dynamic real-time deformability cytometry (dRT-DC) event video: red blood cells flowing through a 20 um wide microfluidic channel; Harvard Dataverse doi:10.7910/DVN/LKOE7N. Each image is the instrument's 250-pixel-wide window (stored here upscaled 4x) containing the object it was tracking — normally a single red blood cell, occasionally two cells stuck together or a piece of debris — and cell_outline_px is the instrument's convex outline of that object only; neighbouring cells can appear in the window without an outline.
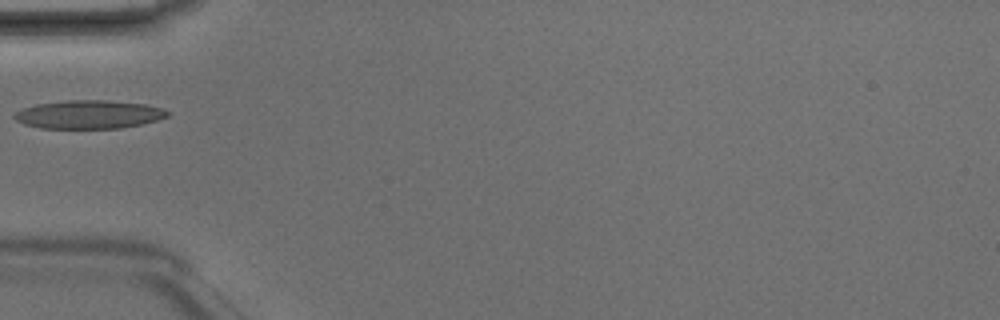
{"species": "Egyptian fruit bat (a non-hibernating species)", "species_latin": "Rousettus aegyptiacus", "temperature_condition": "room temperature", "stored_images_in_passage": 4, "camera_frame_rate_fps": 3000, "um_per_image_px": 0.085, "animal": {"sex": "male"}, "frame": {"image": 1, "passage_image": 4, "time_ms": 1.0, "image_size_px": [1000, 320], "cell_outline_px": [[172, 112], [168, 116], [144, 124], [120, 128], [40, 128], [24, 124], [16, 120], [12, 116], [16, 112], [24, 108], [36, 104], [68, 100], [108, 100], [144, 104], [164, 108]], "centroid_in_image_um": [7.59, 9.73], "position_along_channel_um": 77.4, "area_um2": 25.43}}